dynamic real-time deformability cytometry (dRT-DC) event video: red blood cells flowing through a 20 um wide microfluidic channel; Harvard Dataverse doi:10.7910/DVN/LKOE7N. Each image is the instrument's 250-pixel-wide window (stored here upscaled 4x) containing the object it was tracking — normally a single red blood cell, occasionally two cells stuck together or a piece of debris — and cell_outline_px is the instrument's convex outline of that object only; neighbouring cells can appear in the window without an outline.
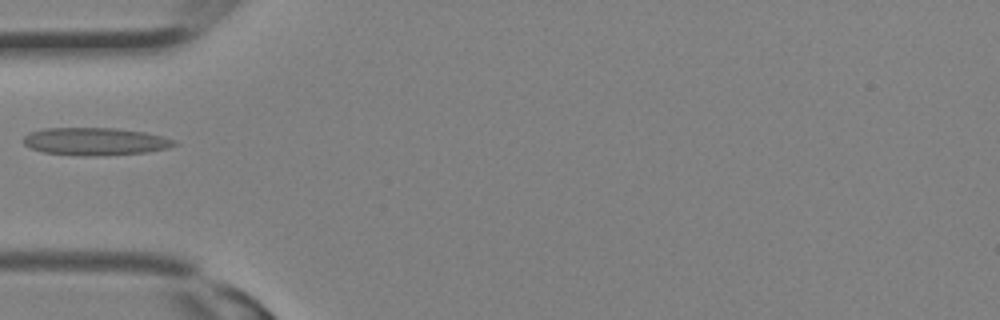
{"species": "Egyptian fruit bat (a non-hibernating species)", "species_latin": "Rousettus aegyptiacus", "temperature_condition": "room temperature", "stored_images_in_passage": 11, "camera_frame_rate_fps": 3000, "um_per_image_px": 0.085, "animal": {"sex": "female"}, "frame": {"image": 1, "passage_image": 10, "time_ms": 3.0, "image_size_px": [1000, 320], "cell_outline_px": [[180, 144], [168, 148], [148, 152], [96, 156], [80, 156], [44, 152], [32, 148], [24, 144], [20, 140], [24, 136], [32, 132], [44, 128], [116, 128], [144, 132], [164, 136], [176, 140]], "centroid_in_image_um": [8.13, 12.02], "position_along_channel_um": 76.9, "area_um2": 24.51}}